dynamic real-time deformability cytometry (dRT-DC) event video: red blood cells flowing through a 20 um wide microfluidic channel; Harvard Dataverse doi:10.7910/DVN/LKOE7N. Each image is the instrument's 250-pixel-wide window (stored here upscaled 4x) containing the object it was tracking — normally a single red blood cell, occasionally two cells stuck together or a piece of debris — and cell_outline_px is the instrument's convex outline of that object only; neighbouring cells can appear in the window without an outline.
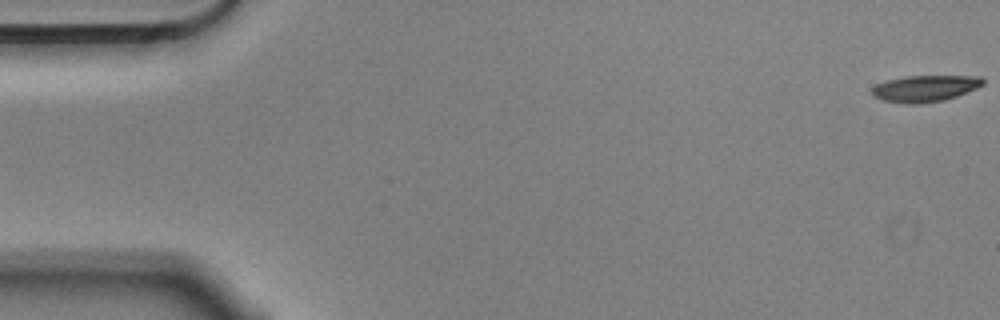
{"species": "Egyptian fruit bat (a non-hibernating species)", "species_latin": "Rousettus aegyptiacus", "temperature_condition": "cold", "stored_images_in_passage": 56, "camera_frame_rate_fps": 3000, "um_per_image_px": 0.085, "animal": {"sex": "male"}, "frame": {"image": 1, "passage_image": 1, "time_ms": 0.0, "image_size_px": [1000, 320], "cell_outline_px": [[984, 84], [968, 92], [944, 100], [916, 104], [904, 104], [884, 100], [876, 96], [872, 92], [872, 88], [876, 84], [888, 80], [904, 76], [980, 76], [984, 80]], "centroid_in_image_um": [78.65, 7.51], "position_along_channel_um": 6.4, "area_um2": 16.99}}
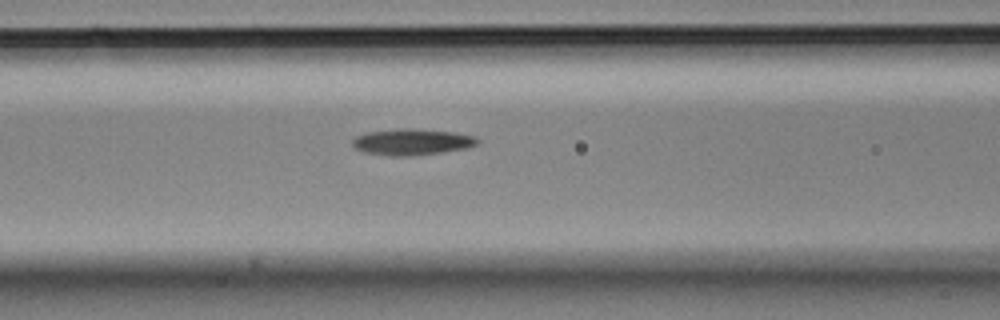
{"frame": {"image": 2, "passage_image": 23, "time_ms": 7.333, "image_size_px": [1000, 320], "cell_outline_px": [[480, 140], [476, 144], [468, 148], [440, 152], [408, 156], [392, 156], [364, 152], [356, 148], [352, 144], [352, 140], [356, 136], [368, 132], [400, 128], [412, 128], [456, 132], [476, 136]], "centroid_in_image_um": [35.04, 12.05], "position_along_channel_um": 131.6, "area_um2": 19.13}}
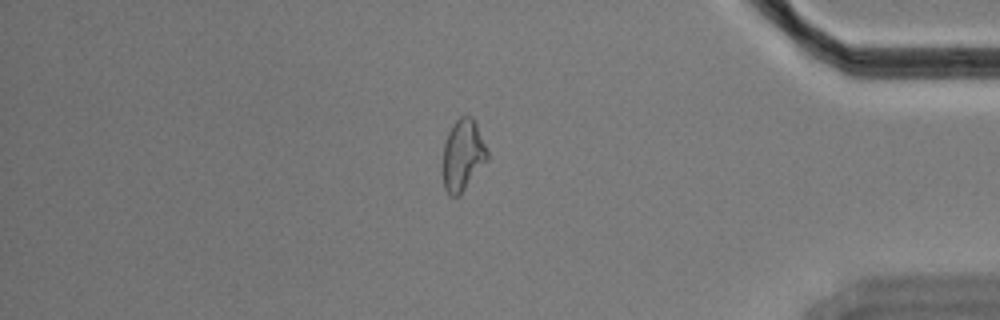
{"frame": {"image": 3, "passage_image": 48, "time_ms": 15.667, "image_size_px": [1000, 320], "cell_outline_px": [[488, 160], [460, 196], [452, 196], [444, 188], [444, 144], [448, 132], [452, 124], [460, 116], [472, 116], [476, 124], [488, 152]], "centroid_in_image_um": [39.36, 13.19], "position_along_channel_um": 395.8, "area_um2": 18.32}, "authors_computed_cell_mechanics": {"area_um2": 18.3515, "velocity_mm_per_s": 3.5577, "shape_relaxation_time_tau1_ms": 7.4067, "shape_relaxation_time_tau2_ms": null, "deformation_change_tau1": 0.1745, "deformation_change_tau2": null}}